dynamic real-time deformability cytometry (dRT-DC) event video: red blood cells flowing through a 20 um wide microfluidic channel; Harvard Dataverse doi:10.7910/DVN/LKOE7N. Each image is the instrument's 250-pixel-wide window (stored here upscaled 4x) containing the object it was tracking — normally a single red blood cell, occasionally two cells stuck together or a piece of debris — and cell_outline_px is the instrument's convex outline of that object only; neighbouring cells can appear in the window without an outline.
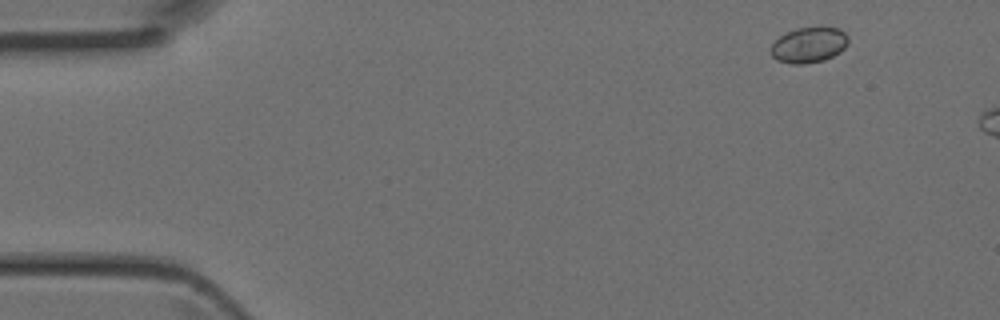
{"species": "Egyptian fruit bat (a non-hibernating species)", "species_latin": "Rousettus aegyptiacus", "temperature_condition": "room temperature", "stored_images_in_passage": 3, "camera_frame_rate_fps": 3000, "um_per_image_px": 0.085, "animal": {"sex": "female"}, "frame": {"image": 1, "passage_image": 1, "time_ms": 0.0, "image_size_px": [1000, 320], "cell_outline_px": [[848, 44], [840, 52], [824, 60], [804, 64], [792, 64], [776, 60], [772, 56], [772, 44], [780, 36], [796, 28], [840, 28], [848, 36]], "centroid_in_image_um": [68.77, 3.83], "position_along_channel_um": 16.2, "area_um2": 15.84}}